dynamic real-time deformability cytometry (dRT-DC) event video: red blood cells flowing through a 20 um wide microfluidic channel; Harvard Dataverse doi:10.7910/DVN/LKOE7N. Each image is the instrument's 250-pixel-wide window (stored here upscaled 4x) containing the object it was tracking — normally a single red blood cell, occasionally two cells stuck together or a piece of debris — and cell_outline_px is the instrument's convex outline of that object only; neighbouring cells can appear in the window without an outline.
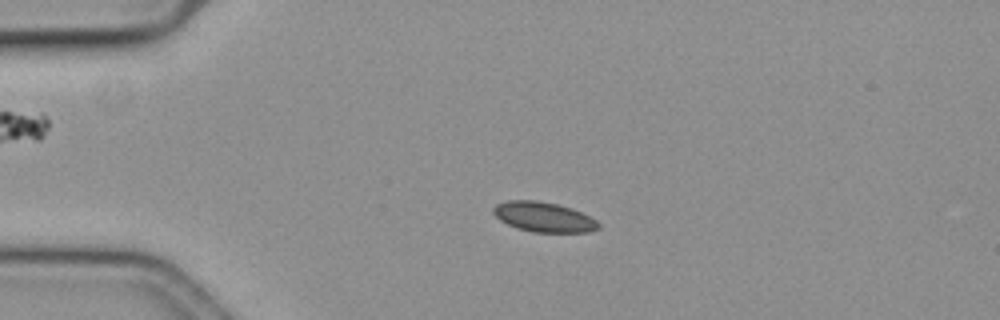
{"species": "common noctule bat (a hibernating species)", "species_latin": "Nyctalus noctula", "temperature_condition": "cold", "stored_images_in_passage": 59, "camera_frame_rate_fps": 3000, "um_per_image_px": 0.085, "animal": {"sex": "female", "body_mass_g": 19.3, "forearm_length_mm": 54.1}, "frame": {"image": 1, "passage_image": 14, "time_ms": 4.333, "image_size_px": [1000, 320], "cell_outline_px": [[600, 228], [588, 232], [532, 232], [516, 228], [500, 220], [492, 212], [492, 208], [496, 204], [508, 200], [536, 200], [556, 204], [572, 208], [596, 220], [600, 224]], "centroid_in_image_um": [46.19, 18.44], "position_along_channel_um": 38.8, "area_um2": 18.32}}
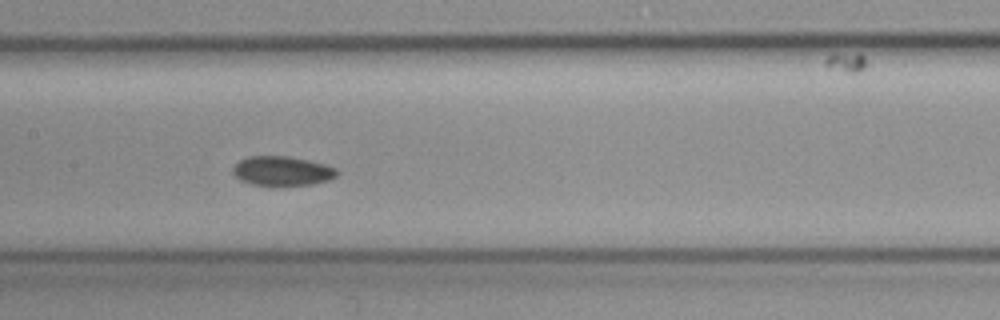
{"frame": {"image": 2, "passage_image": 29, "time_ms": 9.333, "image_size_px": [1000, 320], "cell_outline_px": [[340, 172], [336, 176], [328, 180], [312, 184], [280, 188], [272, 188], [252, 184], [240, 180], [232, 172], [232, 168], [240, 160], [248, 156], [288, 156], [308, 160], [324, 164], [336, 168]], "centroid_in_image_um": [23.98, 14.57], "position_along_channel_um": 183.4, "area_um2": 18.5}}
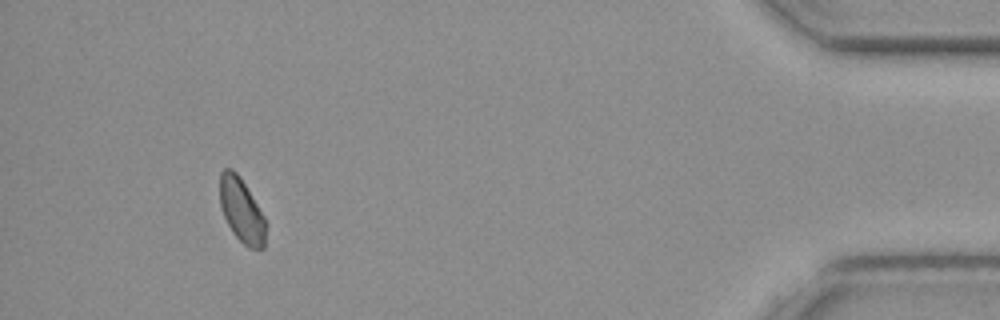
{"frame": {"image": 3, "passage_image": 54, "time_ms": 17.667, "image_size_px": [1000, 320], "cell_outline_px": [[264, 248], [248, 248], [232, 232], [220, 208], [220, 172], [224, 168], [232, 168], [240, 176], [264, 216]], "centroid_in_image_um": [20.5, 17.84], "position_along_channel_um": 414.7, "area_um2": 16.94}}